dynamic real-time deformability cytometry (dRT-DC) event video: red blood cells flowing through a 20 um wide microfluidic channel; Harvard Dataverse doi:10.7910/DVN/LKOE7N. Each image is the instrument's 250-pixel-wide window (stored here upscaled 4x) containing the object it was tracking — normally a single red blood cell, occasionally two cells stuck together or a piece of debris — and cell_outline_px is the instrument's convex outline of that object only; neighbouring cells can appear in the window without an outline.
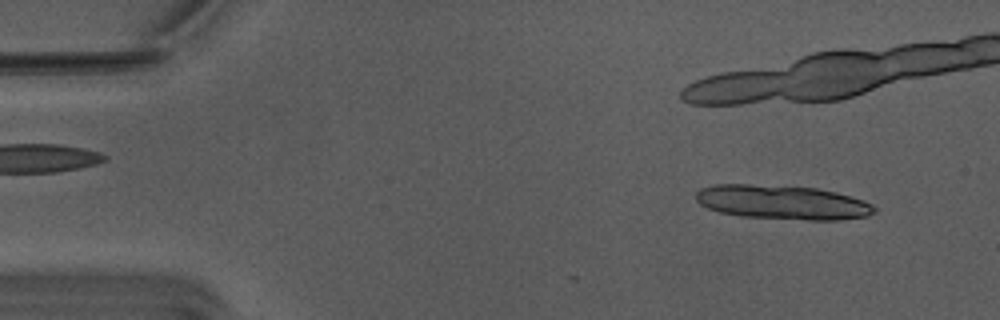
{"species": "Egyptian fruit bat (a non-hibernating species)", "species_latin": "Rousettus aegyptiacus", "temperature_condition": "warm", "stored_images_in_passage": 9, "camera_frame_rate_fps": 3000, "um_per_image_px": 0.085, "animal": {"sex": "male"}, "frame": {"image": 1, "passage_image": 3, "time_ms": 0.667, "image_size_px": [1000, 320], "cell_outline_px": [[876, 212], [868, 216], [840, 220], [808, 220], [740, 216], [720, 212], [708, 208], [700, 204], [696, 200], [696, 192], [700, 188], [712, 184], [748, 184], [816, 188], [836, 192], [864, 200], [872, 204], [876, 208]], "centroid_in_image_um": [66.51, 17.2], "position_along_channel_um": 18.5, "area_um2": 35.72}}